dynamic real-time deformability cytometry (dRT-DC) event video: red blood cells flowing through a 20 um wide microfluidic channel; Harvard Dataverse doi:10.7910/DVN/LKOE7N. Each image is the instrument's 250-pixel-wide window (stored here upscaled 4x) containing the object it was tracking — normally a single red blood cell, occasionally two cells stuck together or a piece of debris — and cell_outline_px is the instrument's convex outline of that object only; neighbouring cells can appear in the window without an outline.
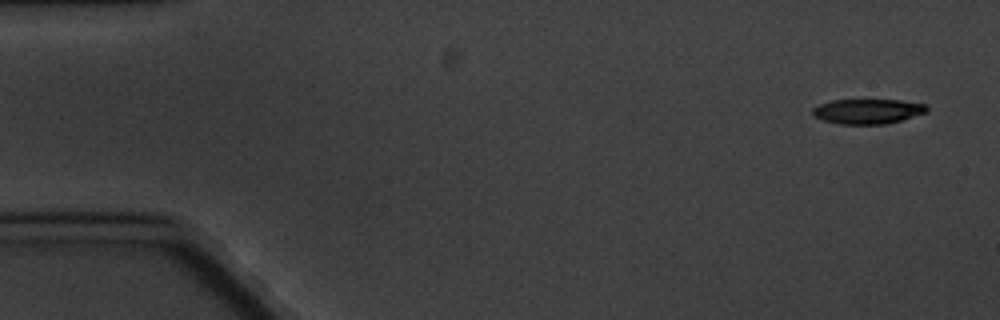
{"species": "common noctule bat (a hibernating species)", "species_latin": "Nyctalus noctula", "temperature_condition": "cold", "stored_images_in_passage": 6, "segment_of_instrument_passage": [1, 2], "camera_frame_rate_fps": 3000, "um_per_image_px": 0.085, "animal": {"sex": "male", "body_mass_g": 20.1, "forearm_length_mm": 53.5}, "frame": {"image": 1, "passage_image": 1, "time_ms": 0.0, "image_size_px": [1000, 320], "cell_outline_px": [[928, 112], [900, 120], [884, 124], [840, 124], [824, 120], [816, 116], [812, 112], [812, 108], [820, 104], [832, 100], [900, 100], [924, 104], [928, 108]], "centroid_in_image_um": [73.76, 9.46], "position_along_channel_um": 11.2, "area_um2": 16.36}}
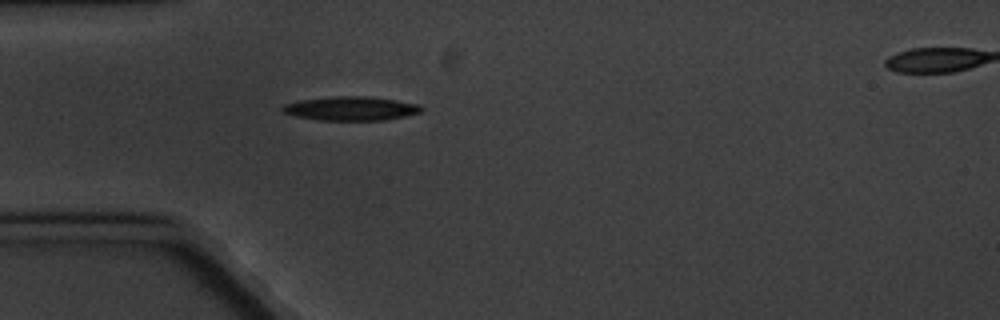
{"frame": {"image": 2, "passage_image": 5, "time_ms": 4.667, "image_size_px": [1000, 320], "cell_outline_px": [[424, 108], [420, 112], [404, 116], [384, 120], [316, 120], [296, 116], [284, 112], [280, 108], [284, 104], [300, 100], [336, 96], [364, 96], [392, 100], [416, 104]], "centroid_in_image_um": [29.78, 9.23], "position_along_channel_um": 55.2, "area_um2": 19.07}}